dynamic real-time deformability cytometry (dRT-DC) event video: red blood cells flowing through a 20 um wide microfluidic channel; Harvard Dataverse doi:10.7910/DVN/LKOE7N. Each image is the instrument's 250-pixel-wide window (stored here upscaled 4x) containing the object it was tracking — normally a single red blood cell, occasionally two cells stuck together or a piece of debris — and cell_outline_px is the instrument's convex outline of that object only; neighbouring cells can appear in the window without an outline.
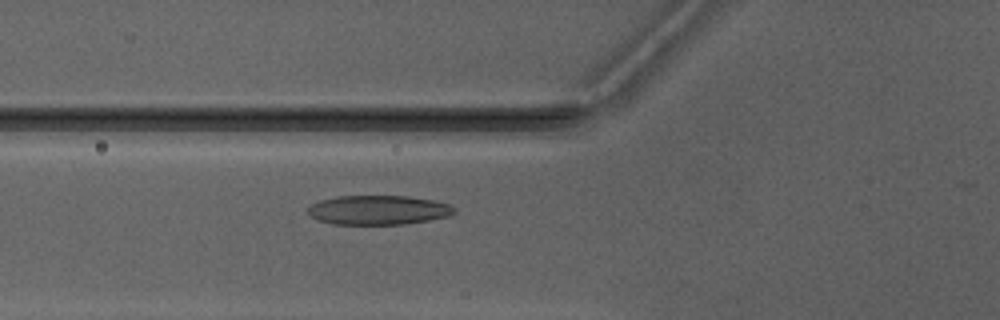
{"species": "Egyptian fruit bat (a non-hibernating species)", "species_latin": "Rousettus aegyptiacus", "temperature_condition": "warm", "stored_images_in_passage": 5, "camera_frame_rate_fps": 3000, "um_per_image_px": 0.085, "animal": {"sex": "male"}, "frame": {"image": 1, "passage_image": 5, "time_ms": 5.667, "image_size_px": [1000, 320], "cell_outline_px": [[456, 212], [448, 216], [428, 220], [404, 224], [336, 224], [316, 220], [308, 212], [308, 208], [312, 204], [320, 200], [336, 196], [408, 196], [436, 200], [448, 204], [456, 208]], "centroid_in_image_um": [32.18, 17.84], "position_along_channel_um": 93.6, "area_um2": 25.03}}